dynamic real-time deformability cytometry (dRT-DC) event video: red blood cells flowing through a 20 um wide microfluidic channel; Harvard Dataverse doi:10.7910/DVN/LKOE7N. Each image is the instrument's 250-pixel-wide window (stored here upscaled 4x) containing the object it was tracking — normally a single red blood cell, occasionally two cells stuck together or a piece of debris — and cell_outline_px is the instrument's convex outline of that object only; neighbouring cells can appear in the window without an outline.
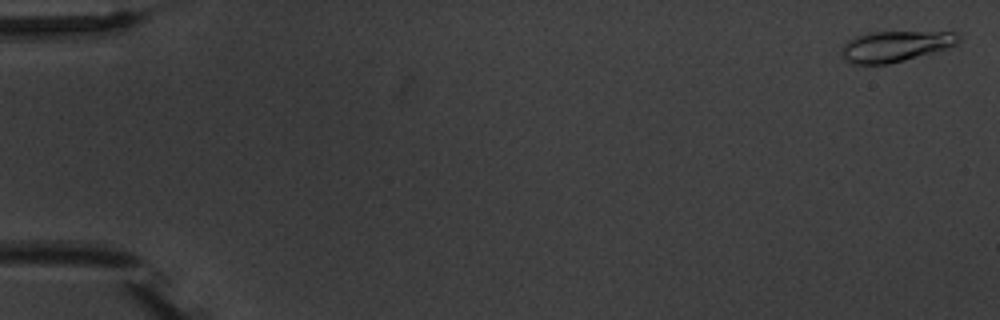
{"species": "common noctule bat (a hibernating species)", "species_latin": "Nyctalus noctula", "temperature_condition": "warm", "stored_images_in_passage": 10, "camera_frame_rate_fps": 3000, "um_per_image_px": 0.085, "animal": {"sex": "male", "body_mass_g": 20.1, "forearm_length_mm": 53.5}, "frame": {"image": 1, "passage_image": 1, "time_ms": 0.0, "image_size_px": [1000, 320], "cell_outline_px": [[960, 40], [956, 44], [948, 48], [904, 60], [888, 64], [852, 64], [844, 60], [840, 52], [844, 44], [848, 40], [856, 36], [872, 32], [960, 32]], "centroid_in_image_um": [76.1, 3.93], "position_along_channel_um": 8.9, "area_um2": 20.98}}
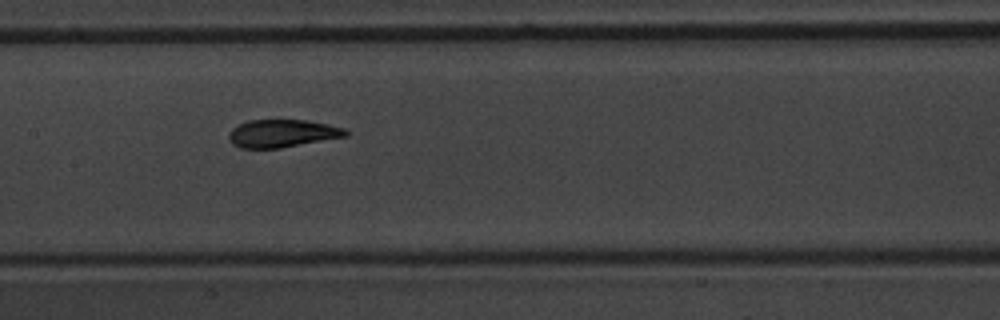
{"frame": {"image": 2, "passage_image": 9, "time_ms": 9.0, "image_size_px": [1000, 320], "cell_outline_px": [[352, 132], [348, 136], [280, 148], [240, 148], [232, 144], [228, 140], [228, 132], [236, 124], [248, 120], [308, 120], [328, 124], [344, 128]], "centroid_in_image_um": [23.98, 11.33], "position_along_channel_um": 183.4, "area_um2": 19.25}}
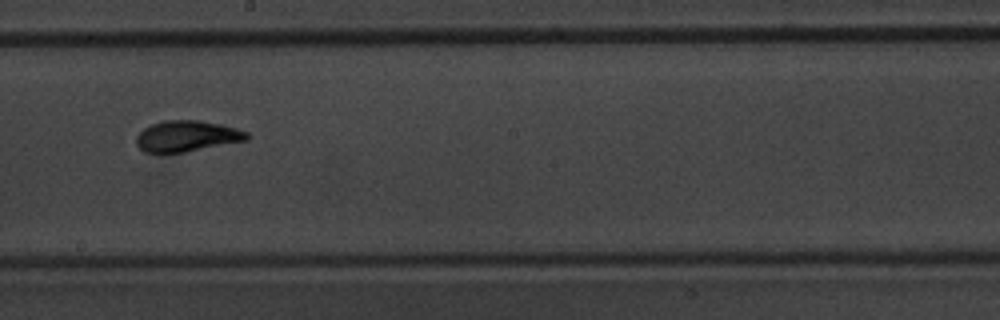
{"frame": {"image": 3, "passage_image": 10, "time_ms": 10.333, "image_size_px": [1000, 320], "cell_outline_px": [[252, 136], [248, 140], [184, 152], [144, 152], [136, 144], [136, 136], [144, 128], [152, 124], [164, 120], [196, 120], [220, 124], [236, 128], [248, 132]], "centroid_in_image_um": [15.91, 11.56], "position_along_channel_um": 232.3, "area_um2": 19.88}}